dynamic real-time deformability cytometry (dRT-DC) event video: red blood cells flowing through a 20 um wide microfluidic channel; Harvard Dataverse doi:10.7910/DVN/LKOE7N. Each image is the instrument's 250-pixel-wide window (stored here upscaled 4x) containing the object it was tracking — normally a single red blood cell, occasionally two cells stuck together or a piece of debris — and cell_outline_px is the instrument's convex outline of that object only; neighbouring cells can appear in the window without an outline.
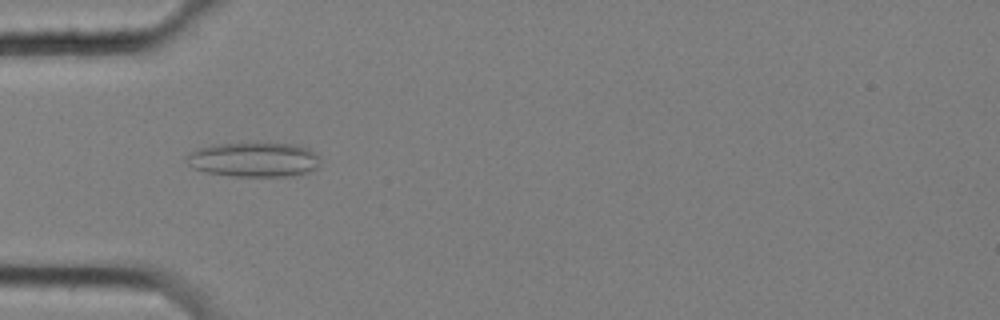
{"species": "common noctule bat (a hibernating species)", "species_latin": "Nyctalus noctula", "temperature_condition": "cold", "stored_images_in_passage": 6, "camera_frame_rate_fps": 3000, "um_per_image_px": 0.085, "animal": {"sex": "female", "body_mass_g": 25.1}, "frame": {"image": 1, "passage_image": 2, "time_ms": 0.333, "image_size_px": [1000, 320], "cell_outline_px": [[320, 168], [308, 172], [292, 176], [232, 176], [208, 172], [192, 168], [184, 160], [184, 156], [196, 148], [212, 144], [296, 144], [308, 148], [316, 152]], "centroid_in_image_um": [21.56, 13.57], "position_along_channel_um": 63.4, "area_um2": 27.05}}